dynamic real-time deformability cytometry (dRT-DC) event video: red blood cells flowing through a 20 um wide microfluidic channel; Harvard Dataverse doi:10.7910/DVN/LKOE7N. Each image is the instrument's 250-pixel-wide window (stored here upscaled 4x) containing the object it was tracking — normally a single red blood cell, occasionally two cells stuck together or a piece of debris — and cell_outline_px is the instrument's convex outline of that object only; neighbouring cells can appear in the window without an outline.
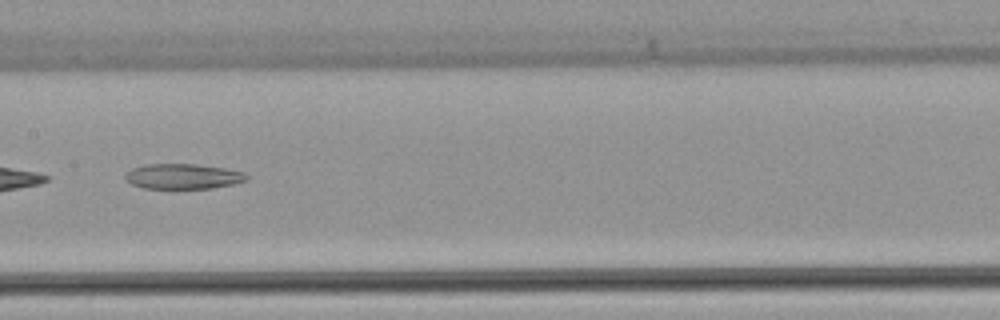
{"species": "common noctule bat (a hibernating species)", "species_latin": "Nyctalus noctula", "temperature_condition": "warm", "stored_images_in_passage": 6, "camera_frame_rate_fps": 3000, "um_per_image_px": 0.085, "animal": {"sex": "female", "body_mass_g": 22.7, "forearm_length_mm": 54.2}, "frame": {"image": 1, "passage_image": 6, "time_ms": 1.667, "image_size_px": [1000, 320], "cell_outline_px": [[248, 180], [232, 184], [212, 188], [144, 188], [132, 184], [124, 180], [124, 176], [132, 168], [144, 164], [196, 164], [224, 168], [244, 172], [248, 176]], "centroid_in_image_um": [15.54, 14.99], "position_along_channel_um": 191.9, "area_um2": 17.8}}